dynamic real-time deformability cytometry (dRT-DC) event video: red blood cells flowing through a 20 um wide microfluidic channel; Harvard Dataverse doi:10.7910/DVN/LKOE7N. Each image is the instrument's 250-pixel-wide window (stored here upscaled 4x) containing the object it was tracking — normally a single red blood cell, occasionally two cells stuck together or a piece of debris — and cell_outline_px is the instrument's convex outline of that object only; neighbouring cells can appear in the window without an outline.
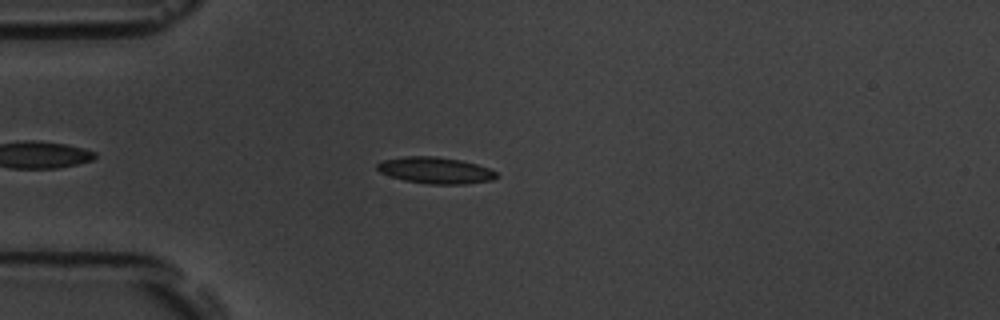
{"species": "common noctule bat (a hibernating species)", "species_latin": "Nyctalus noctula", "temperature_condition": "room temperature", "stored_images_in_passage": 8, "camera_frame_rate_fps": 3000, "um_per_image_px": 0.085, "animal": {"sex": "male", "body_mass_g": 19.5, "forearm_length_mm": 54.6}, "frame": {"image": 1, "passage_image": 5, "time_ms": 1.333, "image_size_px": [1000, 320], "cell_outline_px": [[500, 176], [492, 180], [468, 184], [428, 184], [404, 180], [380, 172], [376, 168], [376, 164], [384, 160], [404, 156], [436, 156], [460, 160], [476, 164], [488, 168], [496, 172]], "centroid_in_image_um": [37.03, 14.48], "position_along_channel_um": 48.0, "area_um2": 18.38}}
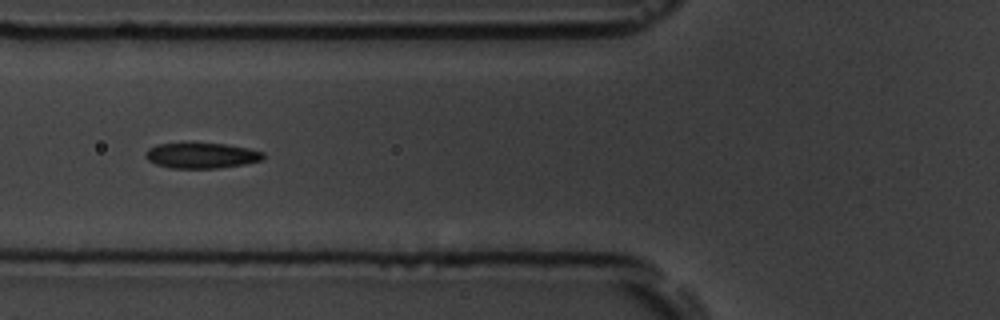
{"frame": {"image": 2, "passage_image": 7, "time_ms": 2.0, "image_size_px": [1000, 320], "cell_outline_px": [[264, 160], [244, 164], [216, 168], [168, 168], [156, 164], [148, 160], [144, 156], [144, 152], [148, 148], [156, 144], [224, 144], [248, 148], [264, 152]], "centroid_in_image_um": [17.11, 13.23], "position_along_channel_um": 108.7, "area_um2": 17.4}}
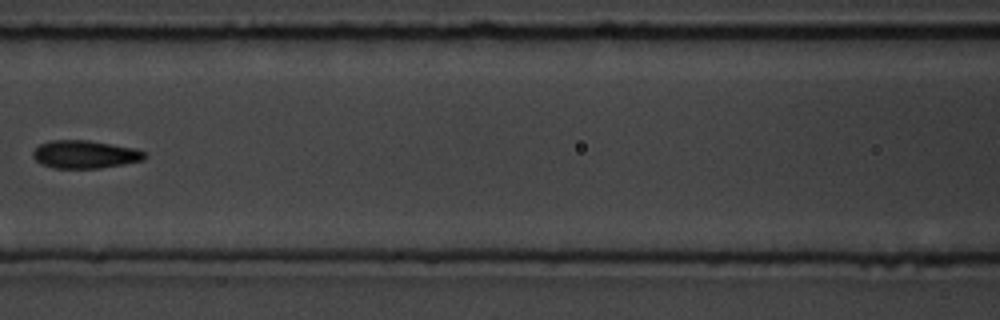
{"frame": {"image": 3, "passage_image": 8, "time_ms": 2.333, "image_size_px": [1000, 320], "cell_outline_px": [[144, 160], [124, 164], [100, 168], [56, 168], [40, 164], [32, 156], [32, 152], [40, 144], [52, 140], [88, 140], [136, 148], [144, 152]], "centroid_in_image_um": [7.2, 13.12], "position_along_channel_um": 159.4, "area_um2": 18.15}}